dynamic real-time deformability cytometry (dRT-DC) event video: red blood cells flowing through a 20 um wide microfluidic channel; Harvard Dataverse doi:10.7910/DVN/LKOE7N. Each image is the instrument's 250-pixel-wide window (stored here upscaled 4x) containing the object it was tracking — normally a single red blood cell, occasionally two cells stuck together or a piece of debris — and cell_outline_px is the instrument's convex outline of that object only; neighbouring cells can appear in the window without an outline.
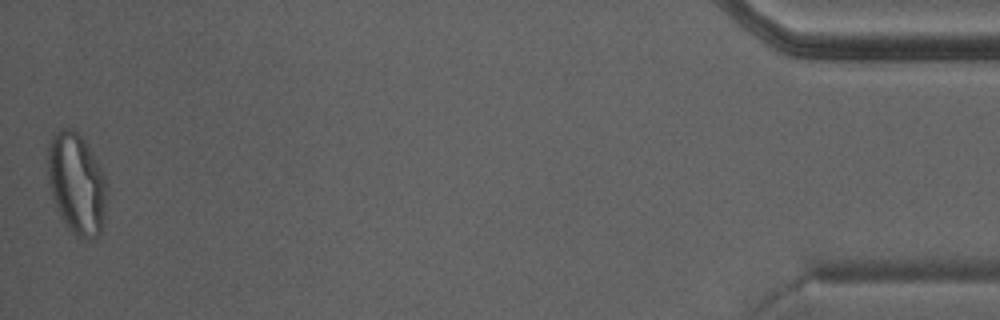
{"species": "Egyptian fruit bat (a non-hibernating species)", "species_latin": "Rousettus aegyptiacus", "temperature_condition": "warm", "stored_images_in_passage": 34, "camera_frame_rate_fps": 3000, "um_per_image_px": 0.085, "animal": {"sex": "male"}, "frame": {"image": 1, "passage_image": 34, "time_ms": 11.0, "image_size_px": [1000, 320], "cell_outline_px": [[108, 184], [100, 232], [96, 236], [88, 240], [76, 236], [64, 224], [60, 216], [48, 180], [48, 144], [52, 136], [60, 128], [72, 128], [84, 140], [100, 168]], "centroid_in_image_um": [6.5, 15.6], "position_along_channel_um": 428.7, "area_um2": 34.28}}